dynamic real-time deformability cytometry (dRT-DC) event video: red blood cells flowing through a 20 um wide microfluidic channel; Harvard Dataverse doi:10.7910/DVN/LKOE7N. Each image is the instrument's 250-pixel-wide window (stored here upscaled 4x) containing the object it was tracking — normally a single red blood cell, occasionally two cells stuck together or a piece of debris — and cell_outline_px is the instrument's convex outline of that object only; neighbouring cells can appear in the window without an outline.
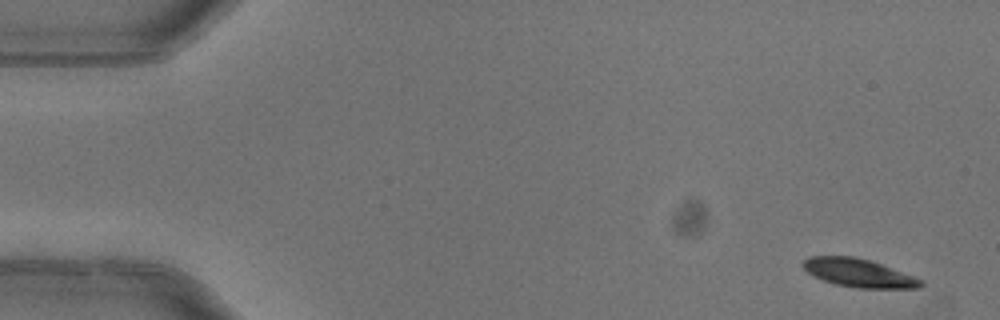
{"species": "common noctule bat (a hibernating species)", "species_latin": "Nyctalus noctula", "temperature_condition": "warm", "stored_images_in_passage": 7, "camera_frame_rate_fps": 3000, "um_per_image_px": 0.085, "animal": {"sex": "female"}, "frame": {"image": 1, "passage_image": 1, "time_ms": 0.0, "image_size_px": [1000, 320], "cell_outline_px": [[924, 284], [920, 288], [856, 288], [836, 284], [812, 276], [800, 264], [808, 256], [856, 256], [880, 264], [924, 280]], "centroid_in_image_um": [72.97, 23.2], "position_along_channel_um": 12.0, "area_um2": 19.36}}
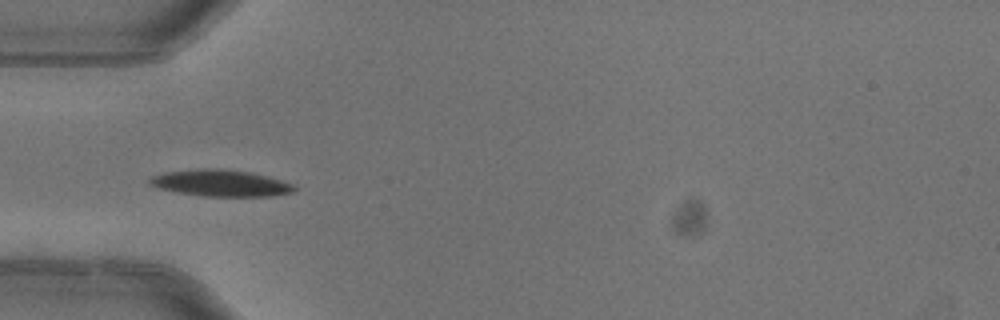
{"frame": {"image": 2, "passage_image": 4, "time_ms": 1.0, "image_size_px": [1000, 320], "cell_outline_px": [[296, 192], [272, 196], [200, 196], [176, 192], [156, 188], [148, 184], [148, 180], [152, 176], [164, 172], [200, 168], [216, 168], [252, 172], [268, 176], [296, 184]], "centroid_in_image_um": [18.77, 15.56], "position_along_channel_um": 66.2, "area_um2": 22.83}}